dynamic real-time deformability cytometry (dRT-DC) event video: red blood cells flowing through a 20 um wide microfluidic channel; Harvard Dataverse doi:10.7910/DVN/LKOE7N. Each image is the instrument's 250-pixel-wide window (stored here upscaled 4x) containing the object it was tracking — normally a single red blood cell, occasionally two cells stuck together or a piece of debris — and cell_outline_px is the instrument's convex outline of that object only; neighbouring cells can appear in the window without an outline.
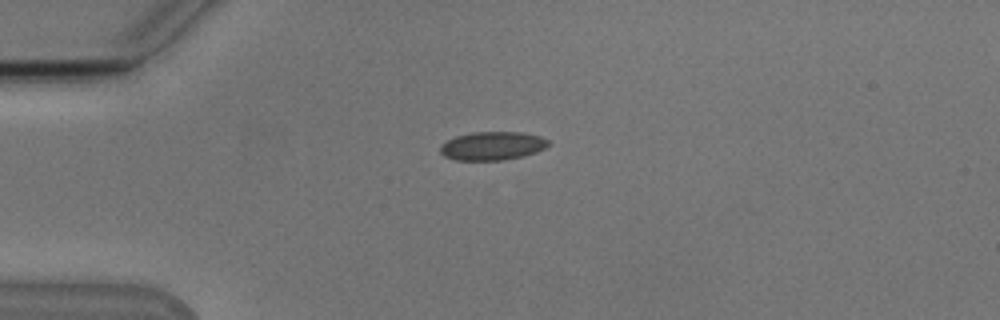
{"species": "Egyptian fruit bat (a non-hibernating species)", "species_latin": "Rousettus aegyptiacus", "temperature_condition": "cold", "stored_images_in_passage": 35, "camera_frame_rate_fps": 3000, "um_per_image_px": 0.085, "animal": {"sex": "male"}, "frame": {"image": 1, "passage_image": 1, "time_ms": 0.0, "image_size_px": [1000, 320], "cell_outline_px": [[548, 144], [544, 148], [536, 152], [524, 156], [504, 160], [456, 160], [444, 156], [440, 152], [440, 144], [456, 136], [472, 132], [524, 132], [540, 136], [548, 140]], "centroid_in_image_um": [41.84, 12.4], "position_along_channel_um": 43.2, "area_um2": 17.98}}
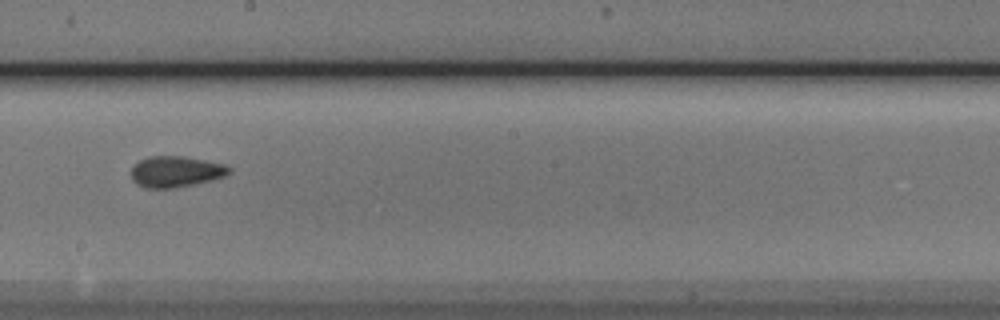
{"frame": {"image": 2, "passage_image": 18, "time_ms": 5.667, "image_size_px": [1000, 320], "cell_outline_px": [[232, 172], [224, 176], [212, 180], [196, 184], [176, 188], [148, 188], [136, 184], [132, 180], [132, 168], [140, 160], [152, 156], [184, 156], [224, 164], [232, 168]], "centroid_in_image_um": [14.98, 14.6], "position_along_channel_um": 233.2, "area_um2": 17.74}}
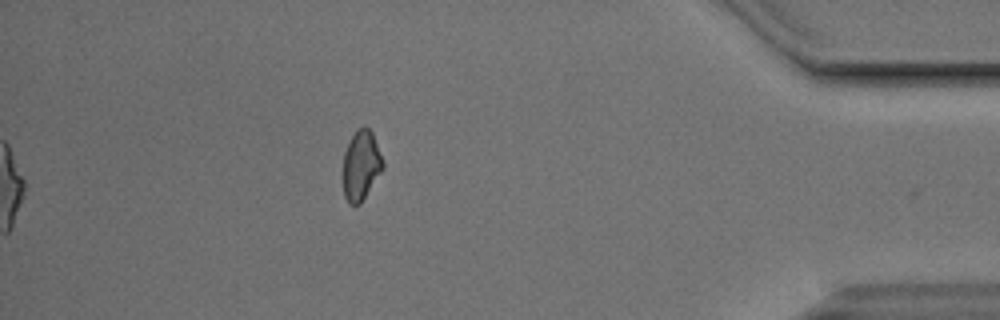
{"frame": {"image": 3, "passage_image": 35, "time_ms": 11.333, "image_size_px": [1000, 320], "cell_outline_px": [[384, 168], [360, 204], [348, 204], [344, 196], [344, 152], [356, 128], [364, 124], [372, 132], [384, 160]], "centroid_in_image_um": [30.71, 14.02], "position_along_channel_um": 404.5, "area_um2": 16.24}, "authors_computed_cell_mechanics": {"area_um2": 17.3978, "velocity_mm_per_s": 3.7992, "shape_relaxation_time_tau1_ms": 4.72, "shape_relaxation_time_tau2_ms": 2.1507, "deformation_change_tau1": 0.096, "deformation_change_tau2": 0.0641}}